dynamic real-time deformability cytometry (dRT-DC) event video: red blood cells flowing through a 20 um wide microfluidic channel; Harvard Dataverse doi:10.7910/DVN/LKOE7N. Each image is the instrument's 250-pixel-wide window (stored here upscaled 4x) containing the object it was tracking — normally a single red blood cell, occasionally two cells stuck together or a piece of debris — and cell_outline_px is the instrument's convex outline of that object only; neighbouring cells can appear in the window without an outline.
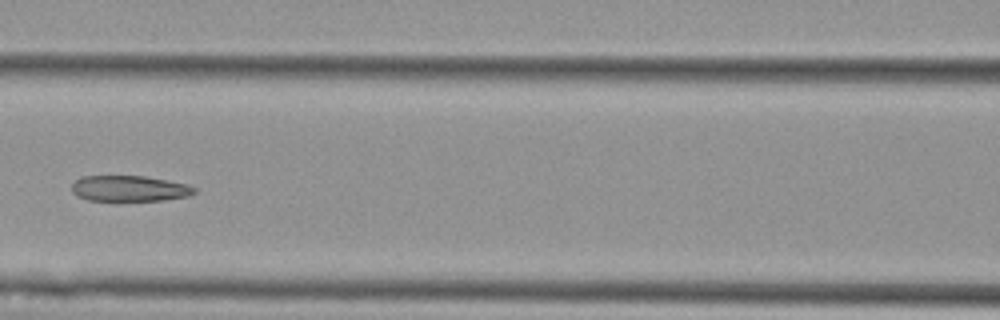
{"species": "Egyptian fruit bat (a non-hibernating species)", "species_latin": "Rousettus aegyptiacus", "temperature_condition": "cold", "stored_images_in_passage": 8, "camera_frame_rate_fps": 3000, "um_per_image_px": 0.085, "animal": {"sex": "female"}, "frame": {"image": 1, "passage_image": 6, "time_ms": 7.0, "image_size_px": [1000, 320], "cell_outline_px": [[196, 192], [188, 196], [164, 200], [88, 200], [76, 196], [72, 192], [72, 184], [76, 180], [84, 176], [144, 176], [168, 180], [188, 184], [196, 188]], "centroid_in_image_um": [11.01, 16.02], "position_along_channel_um": 155.6, "area_um2": 18.38}}
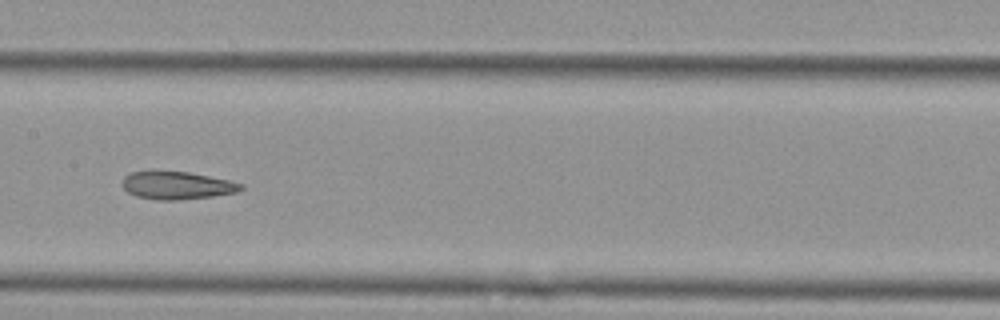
{"frame": {"image": 2, "passage_image": 7, "time_ms": 8.0, "image_size_px": [1000, 320], "cell_outline_px": [[244, 188], [236, 192], [212, 196], [176, 200], [156, 200], [136, 196], [128, 192], [120, 184], [124, 176], [132, 172], [188, 172], [228, 180], [244, 184]], "centroid_in_image_um": [15.03, 15.77], "position_along_channel_um": 192.4, "area_um2": 18.96}}
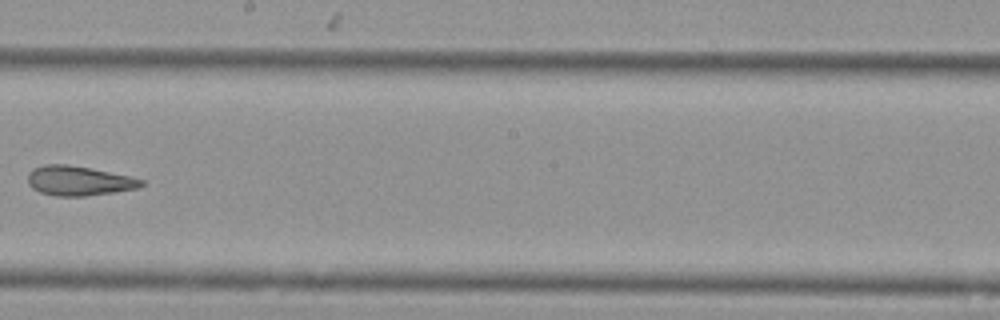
{"frame": {"image": 3, "passage_image": 8, "time_ms": 9.333, "image_size_px": [1000, 320], "cell_outline_px": [[144, 184], [140, 188], [84, 196], [56, 196], [40, 192], [32, 188], [28, 184], [28, 172], [32, 168], [44, 164], [68, 164], [128, 176], [144, 180]], "centroid_in_image_um": [6.65, 15.36], "position_along_channel_um": 241.5, "area_um2": 19.48}}